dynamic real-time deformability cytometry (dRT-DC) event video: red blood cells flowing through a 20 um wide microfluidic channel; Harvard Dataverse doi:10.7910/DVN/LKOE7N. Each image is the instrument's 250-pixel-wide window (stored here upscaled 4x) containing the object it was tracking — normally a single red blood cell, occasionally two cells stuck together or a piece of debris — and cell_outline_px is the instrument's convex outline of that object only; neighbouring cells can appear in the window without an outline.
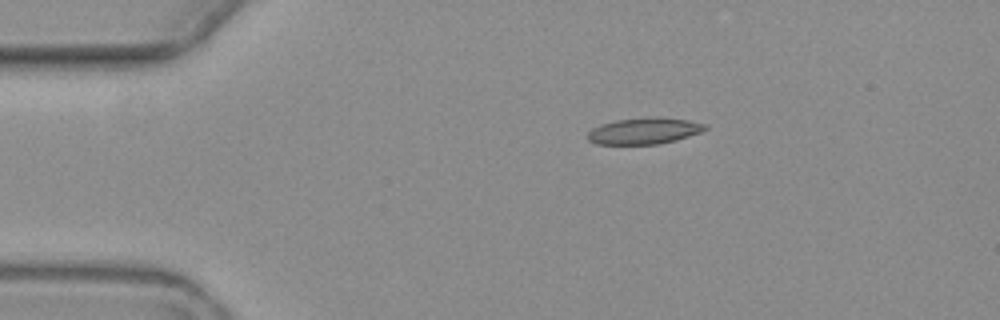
{"species": "common noctule bat (a hibernating species)", "species_latin": "Nyctalus noctula", "temperature_condition": "warm", "stored_images_in_passage": 5, "camera_frame_rate_fps": 3000, "um_per_image_px": 0.085, "animal": {"sex": "female", "body_mass_g": 19.3, "forearm_length_mm": 54.1}, "frame": {"image": 1, "passage_image": 1, "time_ms": 0.0, "image_size_px": [1000, 320], "cell_outline_px": [[708, 128], [700, 132], [676, 140], [660, 144], [596, 144], [588, 140], [588, 132], [592, 128], [600, 124], [616, 120], [652, 116], [656, 116], [688, 120], [708, 124]], "centroid_in_image_um": [54.76, 11.12], "position_along_channel_um": 30.2, "area_um2": 18.21}}
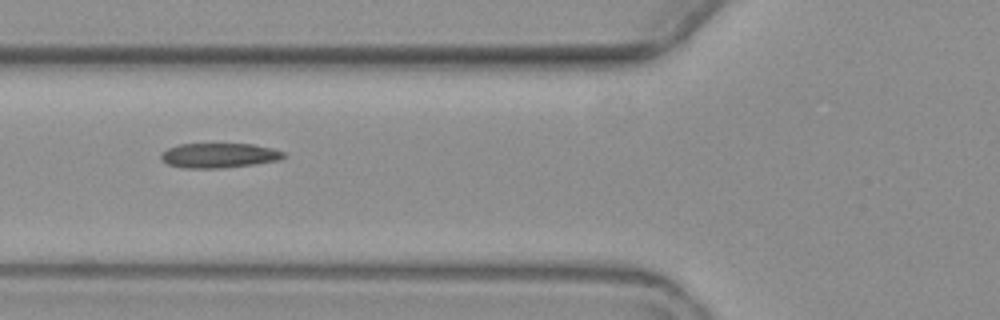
{"frame": {"image": 2, "passage_image": 4, "time_ms": 3.667, "image_size_px": [1000, 320], "cell_outline_px": [[284, 156], [280, 160], [256, 164], [224, 168], [180, 168], [168, 164], [160, 160], [160, 152], [168, 148], [180, 144], [252, 144], [272, 148], [284, 152]], "centroid_in_image_um": [18.58, 13.22], "position_along_channel_um": 107.2, "area_um2": 17.86}}
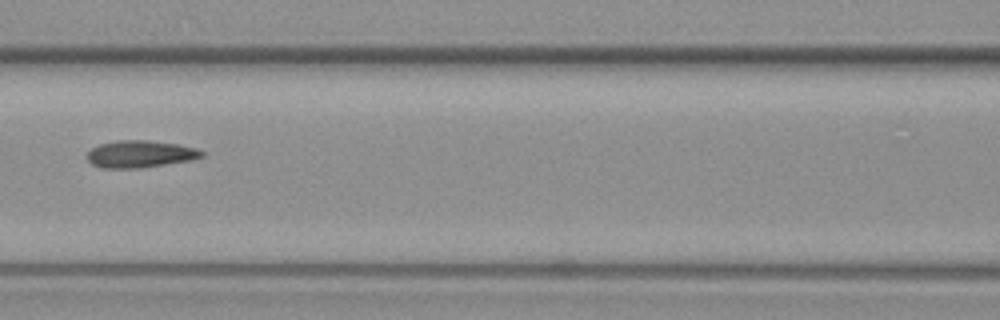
{"frame": {"image": 3, "passage_image": 5, "time_ms": 5.0, "image_size_px": [1000, 320], "cell_outline_px": [[204, 156], [192, 160], [140, 168], [100, 168], [92, 164], [88, 160], [88, 152], [92, 148], [100, 144], [116, 140], [148, 140], [176, 144], [196, 148], [204, 152]], "centroid_in_image_um": [11.92, 13.09], "position_along_channel_um": 154.7, "area_um2": 18.09}}